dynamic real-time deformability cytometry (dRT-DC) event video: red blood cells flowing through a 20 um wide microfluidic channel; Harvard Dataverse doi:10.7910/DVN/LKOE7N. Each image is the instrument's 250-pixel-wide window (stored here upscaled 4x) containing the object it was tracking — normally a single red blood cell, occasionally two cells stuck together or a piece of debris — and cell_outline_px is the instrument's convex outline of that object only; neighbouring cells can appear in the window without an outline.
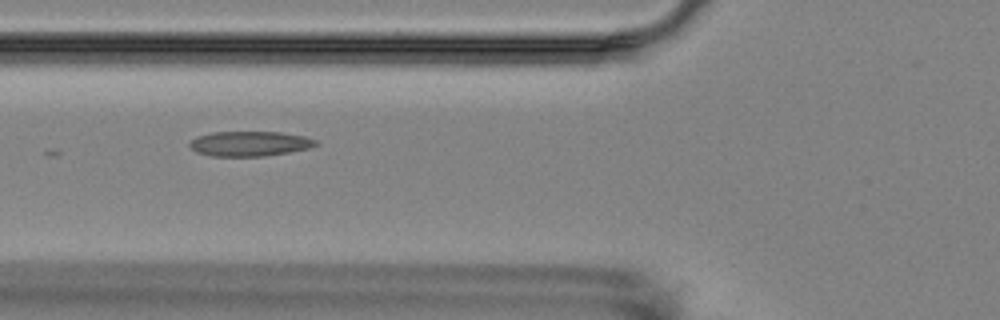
{"species": "Egyptian fruit bat (a non-hibernating species)", "species_latin": "Rousettus aegyptiacus", "temperature_condition": "room temperature", "stored_images_in_passage": 6, "camera_frame_rate_fps": 3000, "um_per_image_px": 0.085, "animal": {"sex": "female"}, "frame": {"image": 1, "passage_image": 6, "time_ms": 5.667, "image_size_px": [1000, 320], "cell_outline_px": [[320, 144], [312, 148], [264, 156], [212, 156], [196, 152], [188, 144], [188, 140], [196, 136], [212, 132], [280, 132], [304, 136], [316, 140]], "centroid_in_image_um": [21.21, 12.21], "position_along_channel_um": 104.6, "area_um2": 18.5}}